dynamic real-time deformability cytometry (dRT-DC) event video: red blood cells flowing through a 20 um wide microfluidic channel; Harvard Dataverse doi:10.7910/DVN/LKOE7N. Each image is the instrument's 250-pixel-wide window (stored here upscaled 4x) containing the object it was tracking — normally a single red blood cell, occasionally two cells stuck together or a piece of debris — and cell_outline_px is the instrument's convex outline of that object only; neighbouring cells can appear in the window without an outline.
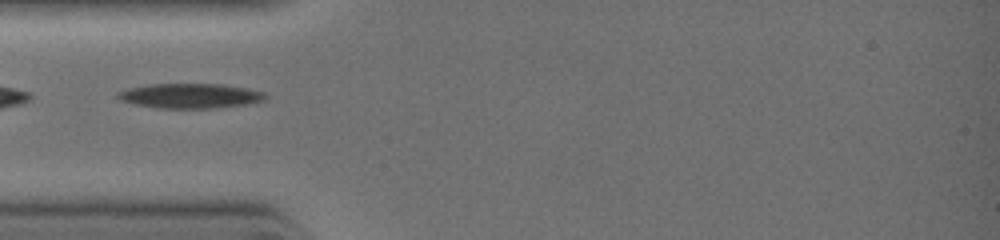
{"species": "common noctule bat (a hibernating species)", "species_latin": "Nyctalus noctula", "temperature_condition": "warm", "stored_images_in_passage": 12, "camera_frame_rate_fps": 3000, "um_per_image_px": 0.085, "animal": {"sex": "female", "body_mass_g": 19.0, "forearm_length_mm": 51.5}, "frame": {"image": 1, "passage_image": 6, "time_ms": 2.333, "image_size_px": [1000, 240], "cell_outline_px": [[264, 100], [248, 104], [220, 108], [160, 108], [136, 104], [120, 100], [116, 96], [116, 92], [132, 88], [152, 84], [216, 84], [244, 88], [264, 92]], "centroid_in_image_um": [16.15, 8.16], "position_along_channel_um": 68.8, "area_um2": 20.98}}
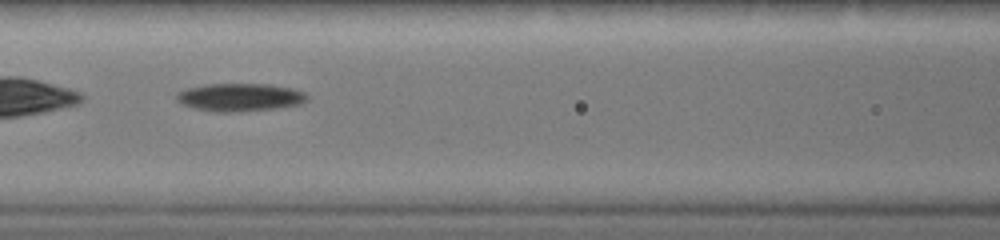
{"frame": {"image": 2, "passage_image": 9, "time_ms": 3.667, "image_size_px": [1000, 240], "cell_outline_px": [[304, 100], [300, 104], [272, 108], [240, 112], [216, 112], [196, 108], [180, 104], [176, 100], [176, 92], [188, 88], [212, 84], [264, 84], [288, 88], [300, 92], [304, 96]], "centroid_in_image_um": [20.26, 8.28], "position_along_channel_um": 146.3, "area_um2": 20.63}}